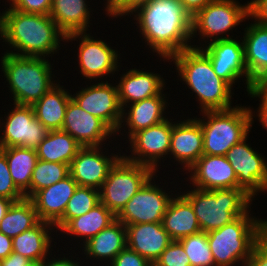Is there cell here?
<instances>
[{
	"label": "cell",
	"instance_id": "cell-28",
	"mask_svg": "<svg viewBox=\"0 0 267 266\" xmlns=\"http://www.w3.org/2000/svg\"><path fill=\"white\" fill-rule=\"evenodd\" d=\"M86 255L94 258H106L112 262L117 254L127 247L126 226L117 219L107 228L85 242Z\"/></svg>",
	"mask_w": 267,
	"mask_h": 266
},
{
	"label": "cell",
	"instance_id": "cell-31",
	"mask_svg": "<svg viewBox=\"0 0 267 266\" xmlns=\"http://www.w3.org/2000/svg\"><path fill=\"white\" fill-rule=\"evenodd\" d=\"M0 149L6 156L14 184L25 195V198H30V182L38 161L37 151L22 147Z\"/></svg>",
	"mask_w": 267,
	"mask_h": 266
},
{
	"label": "cell",
	"instance_id": "cell-48",
	"mask_svg": "<svg viewBox=\"0 0 267 266\" xmlns=\"http://www.w3.org/2000/svg\"><path fill=\"white\" fill-rule=\"evenodd\" d=\"M12 251V238L0 232V260L6 258Z\"/></svg>",
	"mask_w": 267,
	"mask_h": 266
},
{
	"label": "cell",
	"instance_id": "cell-3",
	"mask_svg": "<svg viewBox=\"0 0 267 266\" xmlns=\"http://www.w3.org/2000/svg\"><path fill=\"white\" fill-rule=\"evenodd\" d=\"M169 59L175 60L180 77L197 94L202 112L231 108L232 86L217 76L201 47L185 49Z\"/></svg>",
	"mask_w": 267,
	"mask_h": 266
},
{
	"label": "cell",
	"instance_id": "cell-39",
	"mask_svg": "<svg viewBox=\"0 0 267 266\" xmlns=\"http://www.w3.org/2000/svg\"><path fill=\"white\" fill-rule=\"evenodd\" d=\"M153 266H190L189 258L178 241H172Z\"/></svg>",
	"mask_w": 267,
	"mask_h": 266
},
{
	"label": "cell",
	"instance_id": "cell-13",
	"mask_svg": "<svg viewBox=\"0 0 267 266\" xmlns=\"http://www.w3.org/2000/svg\"><path fill=\"white\" fill-rule=\"evenodd\" d=\"M101 82L82 89L71 98L80 108L101 119L113 132L122 127L123 109L119 102L118 87Z\"/></svg>",
	"mask_w": 267,
	"mask_h": 266
},
{
	"label": "cell",
	"instance_id": "cell-12",
	"mask_svg": "<svg viewBox=\"0 0 267 266\" xmlns=\"http://www.w3.org/2000/svg\"><path fill=\"white\" fill-rule=\"evenodd\" d=\"M245 140L247 137L232 146L226 157L237 177L238 188L253 198L258 191L267 190V163Z\"/></svg>",
	"mask_w": 267,
	"mask_h": 266
},
{
	"label": "cell",
	"instance_id": "cell-30",
	"mask_svg": "<svg viewBox=\"0 0 267 266\" xmlns=\"http://www.w3.org/2000/svg\"><path fill=\"white\" fill-rule=\"evenodd\" d=\"M82 147L67 132L55 130L48 132L36 151L38 159L42 161L64 163L70 166Z\"/></svg>",
	"mask_w": 267,
	"mask_h": 266
},
{
	"label": "cell",
	"instance_id": "cell-23",
	"mask_svg": "<svg viewBox=\"0 0 267 266\" xmlns=\"http://www.w3.org/2000/svg\"><path fill=\"white\" fill-rule=\"evenodd\" d=\"M246 29L243 44L248 76L256 85H267V25L255 21Z\"/></svg>",
	"mask_w": 267,
	"mask_h": 266
},
{
	"label": "cell",
	"instance_id": "cell-20",
	"mask_svg": "<svg viewBox=\"0 0 267 266\" xmlns=\"http://www.w3.org/2000/svg\"><path fill=\"white\" fill-rule=\"evenodd\" d=\"M77 187V182L69 174L63 180L37 191L30 199L39 220L54 225L64 215L68 201Z\"/></svg>",
	"mask_w": 267,
	"mask_h": 266
},
{
	"label": "cell",
	"instance_id": "cell-38",
	"mask_svg": "<svg viewBox=\"0 0 267 266\" xmlns=\"http://www.w3.org/2000/svg\"><path fill=\"white\" fill-rule=\"evenodd\" d=\"M0 196L15 201L25 198L16 187L9 172V166L4 152L0 149Z\"/></svg>",
	"mask_w": 267,
	"mask_h": 266
},
{
	"label": "cell",
	"instance_id": "cell-29",
	"mask_svg": "<svg viewBox=\"0 0 267 266\" xmlns=\"http://www.w3.org/2000/svg\"><path fill=\"white\" fill-rule=\"evenodd\" d=\"M51 226L54 227L53 224L40 220L34 227L12 238V252L31 261L42 262L47 258V252L51 248L50 234H48V230H52Z\"/></svg>",
	"mask_w": 267,
	"mask_h": 266
},
{
	"label": "cell",
	"instance_id": "cell-6",
	"mask_svg": "<svg viewBox=\"0 0 267 266\" xmlns=\"http://www.w3.org/2000/svg\"><path fill=\"white\" fill-rule=\"evenodd\" d=\"M250 211L233 222L207 233L215 266H233L242 261L247 266L255 248L258 232L265 221L249 217Z\"/></svg>",
	"mask_w": 267,
	"mask_h": 266
},
{
	"label": "cell",
	"instance_id": "cell-2",
	"mask_svg": "<svg viewBox=\"0 0 267 266\" xmlns=\"http://www.w3.org/2000/svg\"><path fill=\"white\" fill-rule=\"evenodd\" d=\"M0 34L18 50L10 54L39 58L54 54L60 47L59 37L62 40L66 37L50 15L23 13L12 8L0 16Z\"/></svg>",
	"mask_w": 267,
	"mask_h": 266
},
{
	"label": "cell",
	"instance_id": "cell-19",
	"mask_svg": "<svg viewBox=\"0 0 267 266\" xmlns=\"http://www.w3.org/2000/svg\"><path fill=\"white\" fill-rule=\"evenodd\" d=\"M192 183L201 190L238 188L237 177L226 156L203 154L189 169Z\"/></svg>",
	"mask_w": 267,
	"mask_h": 266
},
{
	"label": "cell",
	"instance_id": "cell-52",
	"mask_svg": "<svg viewBox=\"0 0 267 266\" xmlns=\"http://www.w3.org/2000/svg\"><path fill=\"white\" fill-rule=\"evenodd\" d=\"M26 266H41V262L30 261Z\"/></svg>",
	"mask_w": 267,
	"mask_h": 266
},
{
	"label": "cell",
	"instance_id": "cell-49",
	"mask_svg": "<svg viewBox=\"0 0 267 266\" xmlns=\"http://www.w3.org/2000/svg\"><path fill=\"white\" fill-rule=\"evenodd\" d=\"M247 266H267V258L255 247Z\"/></svg>",
	"mask_w": 267,
	"mask_h": 266
},
{
	"label": "cell",
	"instance_id": "cell-44",
	"mask_svg": "<svg viewBox=\"0 0 267 266\" xmlns=\"http://www.w3.org/2000/svg\"><path fill=\"white\" fill-rule=\"evenodd\" d=\"M248 13L257 23L267 25V0H252L248 2Z\"/></svg>",
	"mask_w": 267,
	"mask_h": 266
},
{
	"label": "cell",
	"instance_id": "cell-8",
	"mask_svg": "<svg viewBox=\"0 0 267 266\" xmlns=\"http://www.w3.org/2000/svg\"><path fill=\"white\" fill-rule=\"evenodd\" d=\"M154 174L151 167L129 162L122 156L99 189L100 202L117 216Z\"/></svg>",
	"mask_w": 267,
	"mask_h": 266
},
{
	"label": "cell",
	"instance_id": "cell-16",
	"mask_svg": "<svg viewBox=\"0 0 267 266\" xmlns=\"http://www.w3.org/2000/svg\"><path fill=\"white\" fill-rule=\"evenodd\" d=\"M77 37H82L78 58L80 72L84 77L92 80V78H100V76L111 74L117 70L118 53L107 43L102 40H94L85 32L67 35L65 40H74Z\"/></svg>",
	"mask_w": 267,
	"mask_h": 266
},
{
	"label": "cell",
	"instance_id": "cell-47",
	"mask_svg": "<svg viewBox=\"0 0 267 266\" xmlns=\"http://www.w3.org/2000/svg\"><path fill=\"white\" fill-rule=\"evenodd\" d=\"M255 247L267 258V221L258 232Z\"/></svg>",
	"mask_w": 267,
	"mask_h": 266
},
{
	"label": "cell",
	"instance_id": "cell-18",
	"mask_svg": "<svg viewBox=\"0 0 267 266\" xmlns=\"http://www.w3.org/2000/svg\"><path fill=\"white\" fill-rule=\"evenodd\" d=\"M62 131L70 134L79 144L99 146L114 132L99 118L79 107L71 98L65 113Z\"/></svg>",
	"mask_w": 267,
	"mask_h": 266
},
{
	"label": "cell",
	"instance_id": "cell-11",
	"mask_svg": "<svg viewBox=\"0 0 267 266\" xmlns=\"http://www.w3.org/2000/svg\"><path fill=\"white\" fill-rule=\"evenodd\" d=\"M6 118L0 148L22 147L37 149L49 130L35 117L32 105L15 104Z\"/></svg>",
	"mask_w": 267,
	"mask_h": 266
},
{
	"label": "cell",
	"instance_id": "cell-36",
	"mask_svg": "<svg viewBox=\"0 0 267 266\" xmlns=\"http://www.w3.org/2000/svg\"><path fill=\"white\" fill-rule=\"evenodd\" d=\"M69 175V165L38 159L30 182V198L39 190L63 180Z\"/></svg>",
	"mask_w": 267,
	"mask_h": 266
},
{
	"label": "cell",
	"instance_id": "cell-33",
	"mask_svg": "<svg viewBox=\"0 0 267 266\" xmlns=\"http://www.w3.org/2000/svg\"><path fill=\"white\" fill-rule=\"evenodd\" d=\"M115 220L116 215L102 202H99L87 213L71 219L60 231L76 235L77 237H85V243Z\"/></svg>",
	"mask_w": 267,
	"mask_h": 266
},
{
	"label": "cell",
	"instance_id": "cell-4",
	"mask_svg": "<svg viewBox=\"0 0 267 266\" xmlns=\"http://www.w3.org/2000/svg\"><path fill=\"white\" fill-rule=\"evenodd\" d=\"M183 196L191 203L201 231L217 230L244 215L252 198L240 188L194 189Z\"/></svg>",
	"mask_w": 267,
	"mask_h": 266
},
{
	"label": "cell",
	"instance_id": "cell-50",
	"mask_svg": "<svg viewBox=\"0 0 267 266\" xmlns=\"http://www.w3.org/2000/svg\"><path fill=\"white\" fill-rule=\"evenodd\" d=\"M41 266H80L79 263H75L74 261H71L70 259H66V258H63V259H55L52 261L49 262V259H48V262L46 263V258L41 262Z\"/></svg>",
	"mask_w": 267,
	"mask_h": 266
},
{
	"label": "cell",
	"instance_id": "cell-34",
	"mask_svg": "<svg viewBox=\"0 0 267 266\" xmlns=\"http://www.w3.org/2000/svg\"><path fill=\"white\" fill-rule=\"evenodd\" d=\"M39 218L30 198H23L12 203L6 215L0 221V232L14 238L25 230L34 227Z\"/></svg>",
	"mask_w": 267,
	"mask_h": 266
},
{
	"label": "cell",
	"instance_id": "cell-17",
	"mask_svg": "<svg viewBox=\"0 0 267 266\" xmlns=\"http://www.w3.org/2000/svg\"><path fill=\"white\" fill-rule=\"evenodd\" d=\"M100 146L82 147L69 166V174L78 186L100 189L110 169L122 157L118 155L108 158L100 154Z\"/></svg>",
	"mask_w": 267,
	"mask_h": 266
},
{
	"label": "cell",
	"instance_id": "cell-41",
	"mask_svg": "<svg viewBox=\"0 0 267 266\" xmlns=\"http://www.w3.org/2000/svg\"><path fill=\"white\" fill-rule=\"evenodd\" d=\"M151 0H107L106 11L109 16H124L135 12L136 10L149 3Z\"/></svg>",
	"mask_w": 267,
	"mask_h": 266
},
{
	"label": "cell",
	"instance_id": "cell-14",
	"mask_svg": "<svg viewBox=\"0 0 267 266\" xmlns=\"http://www.w3.org/2000/svg\"><path fill=\"white\" fill-rule=\"evenodd\" d=\"M150 178L126 203L116 216L125 226L138 223L162 222L172 198L158 186L151 184Z\"/></svg>",
	"mask_w": 267,
	"mask_h": 266
},
{
	"label": "cell",
	"instance_id": "cell-5",
	"mask_svg": "<svg viewBox=\"0 0 267 266\" xmlns=\"http://www.w3.org/2000/svg\"><path fill=\"white\" fill-rule=\"evenodd\" d=\"M1 61L14 104L33 105L55 86L51 81V65L43 57H24L6 52Z\"/></svg>",
	"mask_w": 267,
	"mask_h": 266
},
{
	"label": "cell",
	"instance_id": "cell-35",
	"mask_svg": "<svg viewBox=\"0 0 267 266\" xmlns=\"http://www.w3.org/2000/svg\"><path fill=\"white\" fill-rule=\"evenodd\" d=\"M100 202L99 190L93 187L78 186L69 199L64 215L54 224L62 229L71 219L77 218Z\"/></svg>",
	"mask_w": 267,
	"mask_h": 266
},
{
	"label": "cell",
	"instance_id": "cell-22",
	"mask_svg": "<svg viewBox=\"0 0 267 266\" xmlns=\"http://www.w3.org/2000/svg\"><path fill=\"white\" fill-rule=\"evenodd\" d=\"M170 153L187 169L203 155V132L197 118L172 124Z\"/></svg>",
	"mask_w": 267,
	"mask_h": 266
},
{
	"label": "cell",
	"instance_id": "cell-15",
	"mask_svg": "<svg viewBox=\"0 0 267 266\" xmlns=\"http://www.w3.org/2000/svg\"><path fill=\"white\" fill-rule=\"evenodd\" d=\"M171 134L172 123L168 119L140 130L129 138L134 156L123 157L129 162L146 165L156 171L158 159L169 154Z\"/></svg>",
	"mask_w": 267,
	"mask_h": 266
},
{
	"label": "cell",
	"instance_id": "cell-37",
	"mask_svg": "<svg viewBox=\"0 0 267 266\" xmlns=\"http://www.w3.org/2000/svg\"><path fill=\"white\" fill-rule=\"evenodd\" d=\"M178 242L183 246L189 258L190 266H215L206 232L200 231L186 236Z\"/></svg>",
	"mask_w": 267,
	"mask_h": 266
},
{
	"label": "cell",
	"instance_id": "cell-45",
	"mask_svg": "<svg viewBox=\"0 0 267 266\" xmlns=\"http://www.w3.org/2000/svg\"><path fill=\"white\" fill-rule=\"evenodd\" d=\"M183 8L193 17L205 5L214 0H179Z\"/></svg>",
	"mask_w": 267,
	"mask_h": 266
},
{
	"label": "cell",
	"instance_id": "cell-40",
	"mask_svg": "<svg viewBox=\"0 0 267 266\" xmlns=\"http://www.w3.org/2000/svg\"><path fill=\"white\" fill-rule=\"evenodd\" d=\"M12 5L9 8L16 9L23 13L49 15L52 0H10Z\"/></svg>",
	"mask_w": 267,
	"mask_h": 266
},
{
	"label": "cell",
	"instance_id": "cell-43",
	"mask_svg": "<svg viewBox=\"0 0 267 266\" xmlns=\"http://www.w3.org/2000/svg\"><path fill=\"white\" fill-rule=\"evenodd\" d=\"M248 93L251 97H259L262 104L259 106V121L262 123V126L267 129V85H256L251 88Z\"/></svg>",
	"mask_w": 267,
	"mask_h": 266
},
{
	"label": "cell",
	"instance_id": "cell-24",
	"mask_svg": "<svg viewBox=\"0 0 267 266\" xmlns=\"http://www.w3.org/2000/svg\"><path fill=\"white\" fill-rule=\"evenodd\" d=\"M162 79L158 74L139 71L135 68L124 74L117 85L119 102L123 109V118H125L124 105L127 106V103L131 102L133 104L159 95L165 85Z\"/></svg>",
	"mask_w": 267,
	"mask_h": 266
},
{
	"label": "cell",
	"instance_id": "cell-32",
	"mask_svg": "<svg viewBox=\"0 0 267 266\" xmlns=\"http://www.w3.org/2000/svg\"><path fill=\"white\" fill-rule=\"evenodd\" d=\"M162 95L164 94L161 92L159 95L140 100L130 105V111L125 113V116L128 114L127 121L125 122L130 128H128L130 138L138 131L166 120L163 117L166 101Z\"/></svg>",
	"mask_w": 267,
	"mask_h": 266
},
{
	"label": "cell",
	"instance_id": "cell-26",
	"mask_svg": "<svg viewBox=\"0 0 267 266\" xmlns=\"http://www.w3.org/2000/svg\"><path fill=\"white\" fill-rule=\"evenodd\" d=\"M85 1L52 0L49 15L65 36L87 30L90 11Z\"/></svg>",
	"mask_w": 267,
	"mask_h": 266
},
{
	"label": "cell",
	"instance_id": "cell-1",
	"mask_svg": "<svg viewBox=\"0 0 267 266\" xmlns=\"http://www.w3.org/2000/svg\"><path fill=\"white\" fill-rule=\"evenodd\" d=\"M136 11L147 45L164 59L193 47L187 43L193 38L192 16L179 0H151Z\"/></svg>",
	"mask_w": 267,
	"mask_h": 266
},
{
	"label": "cell",
	"instance_id": "cell-9",
	"mask_svg": "<svg viewBox=\"0 0 267 266\" xmlns=\"http://www.w3.org/2000/svg\"><path fill=\"white\" fill-rule=\"evenodd\" d=\"M246 17H249L248 4L241 6L234 0H214L192 17V35L198 30L201 36L214 38L239 25Z\"/></svg>",
	"mask_w": 267,
	"mask_h": 266
},
{
	"label": "cell",
	"instance_id": "cell-46",
	"mask_svg": "<svg viewBox=\"0 0 267 266\" xmlns=\"http://www.w3.org/2000/svg\"><path fill=\"white\" fill-rule=\"evenodd\" d=\"M30 261L27 257L12 252L0 260V266H26Z\"/></svg>",
	"mask_w": 267,
	"mask_h": 266
},
{
	"label": "cell",
	"instance_id": "cell-10",
	"mask_svg": "<svg viewBox=\"0 0 267 266\" xmlns=\"http://www.w3.org/2000/svg\"><path fill=\"white\" fill-rule=\"evenodd\" d=\"M201 50L209 57L214 72L231 86L241 76L246 77L247 91L256 86L249 78L245 64L244 44L228 37L216 36Z\"/></svg>",
	"mask_w": 267,
	"mask_h": 266
},
{
	"label": "cell",
	"instance_id": "cell-51",
	"mask_svg": "<svg viewBox=\"0 0 267 266\" xmlns=\"http://www.w3.org/2000/svg\"><path fill=\"white\" fill-rule=\"evenodd\" d=\"M13 202L11 199L0 196V221L6 215Z\"/></svg>",
	"mask_w": 267,
	"mask_h": 266
},
{
	"label": "cell",
	"instance_id": "cell-21",
	"mask_svg": "<svg viewBox=\"0 0 267 266\" xmlns=\"http://www.w3.org/2000/svg\"><path fill=\"white\" fill-rule=\"evenodd\" d=\"M127 247L154 264L172 242L162 222L126 225Z\"/></svg>",
	"mask_w": 267,
	"mask_h": 266
},
{
	"label": "cell",
	"instance_id": "cell-25",
	"mask_svg": "<svg viewBox=\"0 0 267 266\" xmlns=\"http://www.w3.org/2000/svg\"><path fill=\"white\" fill-rule=\"evenodd\" d=\"M162 225L172 241H179L201 231L194 209L183 195L171 199Z\"/></svg>",
	"mask_w": 267,
	"mask_h": 266
},
{
	"label": "cell",
	"instance_id": "cell-7",
	"mask_svg": "<svg viewBox=\"0 0 267 266\" xmlns=\"http://www.w3.org/2000/svg\"><path fill=\"white\" fill-rule=\"evenodd\" d=\"M207 122L197 121L203 132V154L226 156L228 150L247 137L253 121L252 110L233 107L226 110L205 111Z\"/></svg>",
	"mask_w": 267,
	"mask_h": 266
},
{
	"label": "cell",
	"instance_id": "cell-42",
	"mask_svg": "<svg viewBox=\"0 0 267 266\" xmlns=\"http://www.w3.org/2000/svg\"><path fill=\"white\" fill-rule=\"evenodd\" d=\"M112 266H153L146 258L139 255L137 252L126 247L120 251L114 260ZM110 265V266H111Z\"/></svg>",
	"mask_w": 267,
	"mask_h": 266
},
{
	"label": "cell",
	"instance_id": "cell-27",
	"mask_svg": "<svg viewBox=\"0 0 267 266\" xmlns=\"http://www.w3.org/2000/svg\"><path fill=\"white\" fill-rule=\"evenodd\" d=\"M62 88L63 86L55 84L32 105L35 117L49 131L62 129L68 102L72 96Z\"/></svg>",
	"mask_w": 267,
	"mask_h": 266
}]
</instances>
